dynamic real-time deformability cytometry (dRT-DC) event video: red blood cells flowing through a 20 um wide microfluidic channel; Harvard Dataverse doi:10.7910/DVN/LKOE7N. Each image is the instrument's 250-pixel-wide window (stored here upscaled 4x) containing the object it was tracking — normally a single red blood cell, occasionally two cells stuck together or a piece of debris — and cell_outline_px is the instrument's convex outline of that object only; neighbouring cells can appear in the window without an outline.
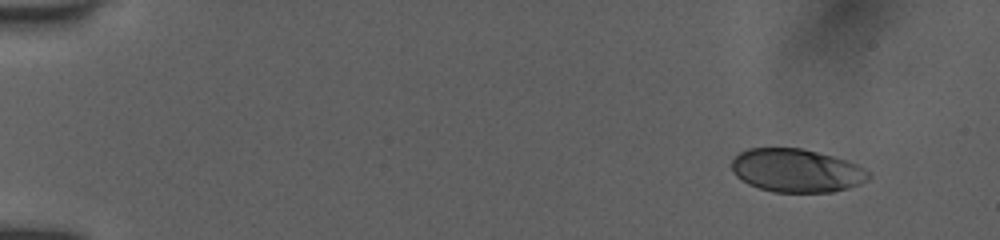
{"species": "human", "species_latin": "Homo sapiens", "temperature_condition": "room temperature", "stored_images_in_passage": 68, "camera_frame_rate_fps": 3000, "um_per_image_px": 0.085, "donor": {"sex": "female"}, "frame": {"image": 1, "passage_image": 1, "time_ms": 0.0, "image_size_px": [1000, 240], "cell_outline_px": [[872, 176], [868, 180], [860, 184], [848, 188], [832, 192], [776, 192], [760, 188], [748, 184], [736, 176], [732, 168], [732, 160], [740, 152], [748, 148], [800, 148], [832, 156], [856, 164], [872, 172]], "centroid_in_image_um": [67.73, 14.5], "position_along_channel_um": 17.3, "area_um2": 34.51}}
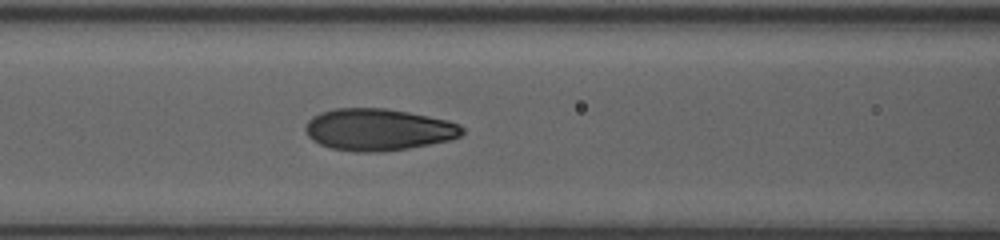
{"frame": {"image": 2, "passage_image": 26, "time_ms": 6.333, "image_size_px": [1000, 240], "cell_outline_px": [[464, 132], [460, 136], [448, 140], [408, 148], [376, 152], [356, 152], [332, 148], [320, 144], [312, 140], [308, 136], [304, 128], [308, 120], [312, 116], [320, 112], [336, 108], [384, 108], [408, 112], [448, 120], [460, 124], [464, 128]], "centroid_in_image_um": [32.13, 11.01], "position_along_channel_um": 134.5, "area_um2": 38.21}}
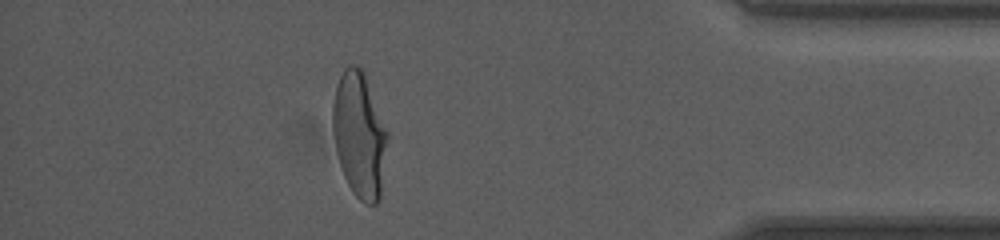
{"frame": {"image": 3, "passage_image": 57, "time_ms": 14.0, "image_size_px": [1000, 240], "cell_outline_px": [[388, 136], [380, 196], [376, 204], [364, 204], [352, 192], [344, 176], [336, 152], [332, 128], [332, 104], [336, 84], [344, 68], [348, 64], [356, 64], [364, 68], [388, 132]], "centroid_in_image_um": [30.54, 11.39], "position_along_channel_um": 404.7, "area_um2": 40.52}, "authors_computed_cell_mechanics": {"area_um2": 37.6278, "velocity_mm_per_s": 3.9685, "shape_relaxation_time_tau1_ms": 4.0664, "shape_relaxation_time_tau2_ms": 0.7402, "deformation_change_tau1": 0.1777, "deformation_change_tau2": 0.0668}}